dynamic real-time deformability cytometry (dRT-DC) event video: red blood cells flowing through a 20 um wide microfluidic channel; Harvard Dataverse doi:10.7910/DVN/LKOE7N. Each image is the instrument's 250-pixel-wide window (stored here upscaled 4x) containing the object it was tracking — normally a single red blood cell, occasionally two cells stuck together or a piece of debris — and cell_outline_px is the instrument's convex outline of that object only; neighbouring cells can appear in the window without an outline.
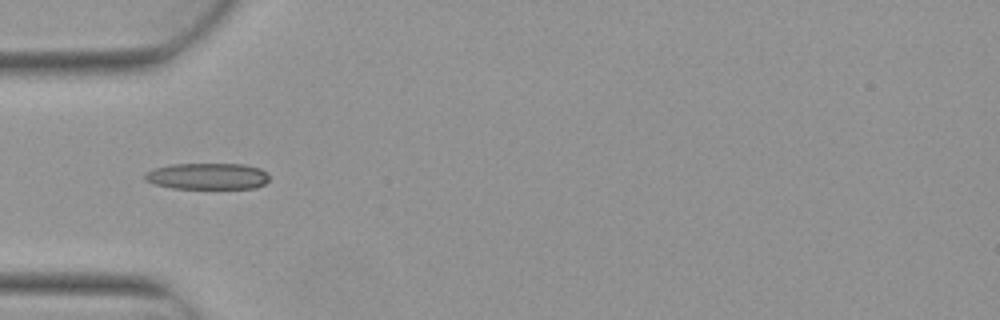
{"species": "Egyptian fruit bat (a non-hibernating species)", "species_latin": "Rousettus aegyptiacus", "temperature_condition": "warm", "stored_images_in_passage": 6, "camera_frame_rate_fps": 3000, "um_per_image_px": 0.085, "animal": {"sex": "female"}, "frame": {"image": 1, "passage_image": 5, "time_ms": 1.333, "image_size_px": [1000, 320], "cell_outline_px": [[268, 180], [264, 184], [256, 188], [172, 188], [152, 184], [144, 180], [144, 172], [152, 168], [172, 164], [244, 164], [260, 168], [268, 172]], "centroid_in_image_um": [17.6, 14.97], "position_along_channel_um": 67.4, "area_um2": 19.36}}
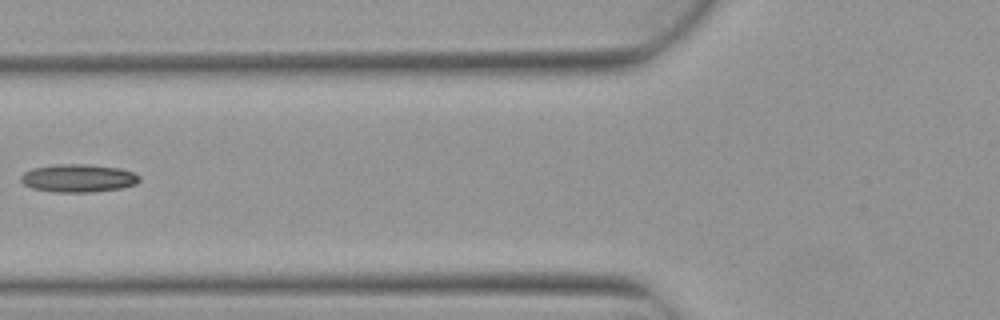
{"frame": {"image": 2, "passage_image": 6, "time_ms": 1.667, "image_size_px": [1000, 320], "cell_outline_px": [[140, 180], [136, 184], [124, 188], [92, 192], [52, 192], [32, 188], [24, 184], [20, 180], [20, 176], [24, 172], [32, 168], [56, 164], [88, 164], [120, 168], [132, 172], [140, 176]], "centroid_in_image_um": [6.66, 15.14], "position_along_channel_um": 119.1, "area_um2": 19.54}}